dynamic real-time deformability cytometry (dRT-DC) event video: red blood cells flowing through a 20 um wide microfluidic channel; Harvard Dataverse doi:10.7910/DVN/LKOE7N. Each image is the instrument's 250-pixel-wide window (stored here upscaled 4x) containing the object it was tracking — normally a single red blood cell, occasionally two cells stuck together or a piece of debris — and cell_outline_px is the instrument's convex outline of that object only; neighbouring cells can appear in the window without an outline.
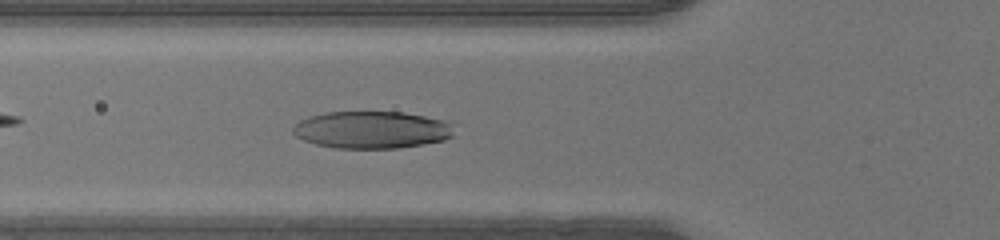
{"species": "human", "species_latin": "Homo sapiens", "temperature_condition": "warm", "stored_images_in_passage": 38, "camera_frame_rate_fps": 3000, "um_per_image_px": 0.085, "donor": {"sex": "male"}, "frame": {"image": 1, "passage_image": 8, "time_ms": 2.333, "image_size_px": [1000, 240], "cell_outline_px": [[452, 136], [444, 140], [424, 144], [400, 148], [336, 148], [316, 144], [304, 140], [296, 136], [292, 132], [292, 128], [300, 120], [308, 116], [324, 112], [404, 112], [424, 116], [440, 120], [452, 124]], "centroid_in_image_um": [31.56, 11.03], "position_along_channel_um": 94.2, "area_um2": 34.91}}
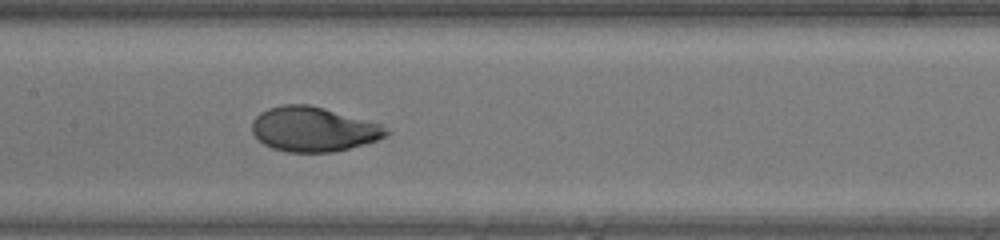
{"frame": {"image": 2, "passage_image": 14, "time_ms": 4.333, "image_size_px": [1000, 240], "cell_outline_px": [[392, 132], [376, 140], [364, 144], [332, 152], [288, 152], [272, 148], [264, 144], [252, 132], [252, 120], [260, 112], [268, 108], [280, 104], [312, 104], [384, 124]], "centroid_in_image_um": [26.66, 10.96], "position_along_channel_um": 180.7, "area_um2": 35.32}}
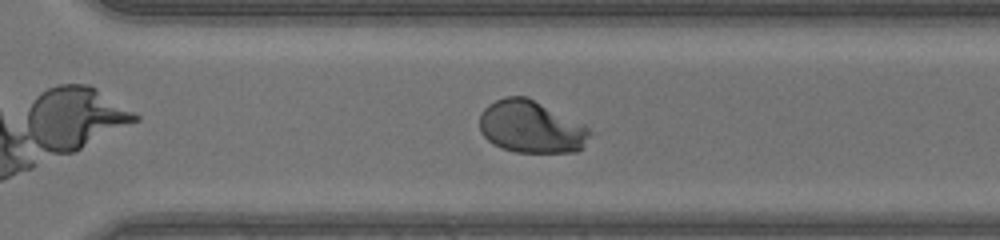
{"frame": {"image": 3, "passage_image": 24, "time_ms": 7.667, "image_size_px": [1000, 240], "cell_outline_px": [[592, 132], [580, 148], [576, 152], [516, 152], [500, 148], [492, 144], [480, 132], [480, 112], [488, 104], [504, 96], [528, 96], [584, 124]], "centroid_in_image_um": [45.11, 10.77], "position_along_channel_um": 325.5, "area_um2": 33.76}}